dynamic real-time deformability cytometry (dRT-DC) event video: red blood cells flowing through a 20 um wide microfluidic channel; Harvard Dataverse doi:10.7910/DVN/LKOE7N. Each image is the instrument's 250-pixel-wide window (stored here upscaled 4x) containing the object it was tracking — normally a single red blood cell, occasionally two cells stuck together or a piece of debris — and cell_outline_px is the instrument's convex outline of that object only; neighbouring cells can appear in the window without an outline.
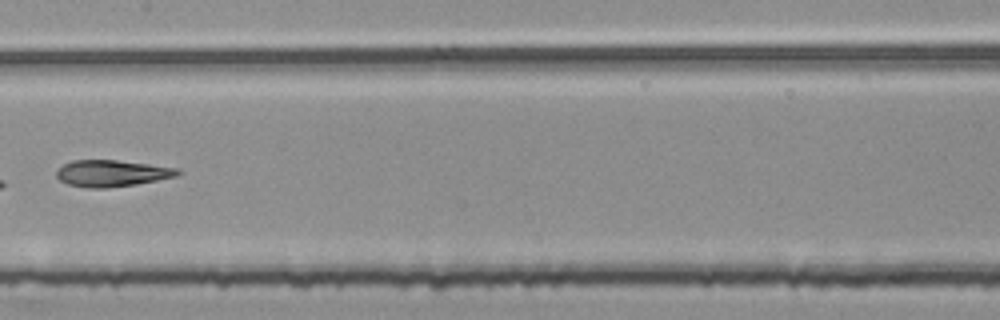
{"species": "common noctule bat (a hibernating species)", "species_latin": "Nyctalus noctula", "temperature_condition": "room temperature", "stored_images_in_passage": 6, "camera_frame_rate_fps": 3000, "um_per_image_px": 0.085, "animal": {"sex": "female", "body_mass_g": 25.1}, "frame": {"image": 1, "passage_image": 6, "time_ms": 1.667, "image_size_px": [1000, 320], "cell_outline_px": [[184, 172], [176, 176], [136, 184], [108, 188], [88, 188], [68, 184], [60, 180], [56, 176], [56, 168], [72, 160], [116, 160], [180, 168]], "centroid_in_image_um": [9.51, 14.73], "position_along_channel_um": 197.9, "area_um2": 18.84}}